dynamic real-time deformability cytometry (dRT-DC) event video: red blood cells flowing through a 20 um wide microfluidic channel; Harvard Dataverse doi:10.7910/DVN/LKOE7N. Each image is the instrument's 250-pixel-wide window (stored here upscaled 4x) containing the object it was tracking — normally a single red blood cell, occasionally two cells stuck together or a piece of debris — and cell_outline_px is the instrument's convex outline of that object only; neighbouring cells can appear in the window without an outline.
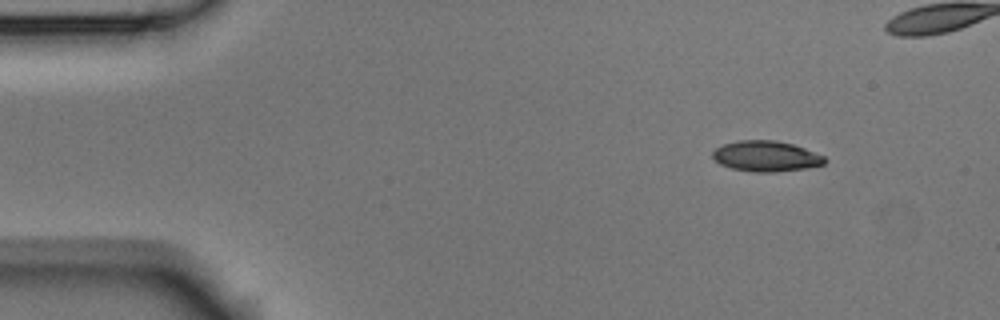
{"species": "Egyptian fruit bat (a non-hibernating species)", "species_latin": "Rousettus aegyptiacus", "temperature_condition": "room temperature", "stored_images_in_passage": 7, "camera_frame_rate_fps": 3000, "um_per_image_px": 0.085, "animal": {"sex": "male"}, "frame": {"image": 1, "passage_image": 1, "time_ms": 0.0, "image_size_px": [1000, 320], "cell_outline_px": [[828, 160], [824, 164], [804, 168], [776, 172], [752, 172], [732, 168], [720, 164], [712, 156], [712, 152], [716, 148], [724, 144], [740, 140], [776, 140], [792, 144], [804, 148], [824, 156]], "centroid_in_image_um": [65.12, 13.28], "position_along_channel_um": 19.9, "area_um2": 19.88}}
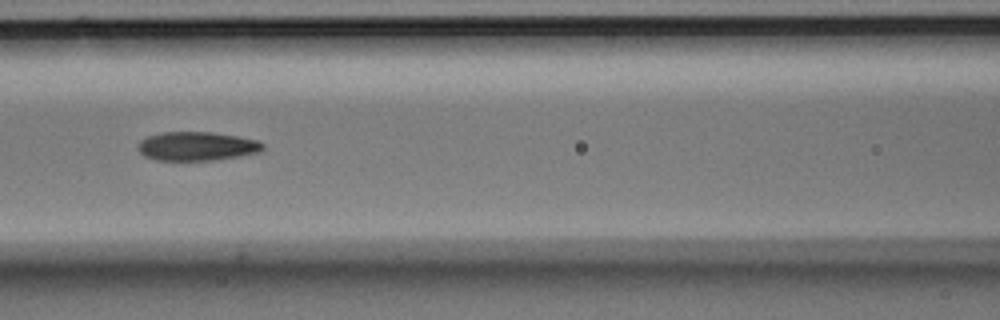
{"frame": {"image": 2, "passage_image": 5, "time_ms": 1.333, "image_size_px": [1000, 320], "cell_outline_px": [[264, 148], [256, 152], [236, 156], [212, 160], [156, 160], [144, 156], [136, 148], [136, 144], [140, 140], [148, 136], [160, 132], [212, 132], [236, 136], [256, 140], [264, 144]], "centroid_in_image_um": [16.64, 12.42], "position_along_channel_um": 150.0, "area_um2": 20.87}}
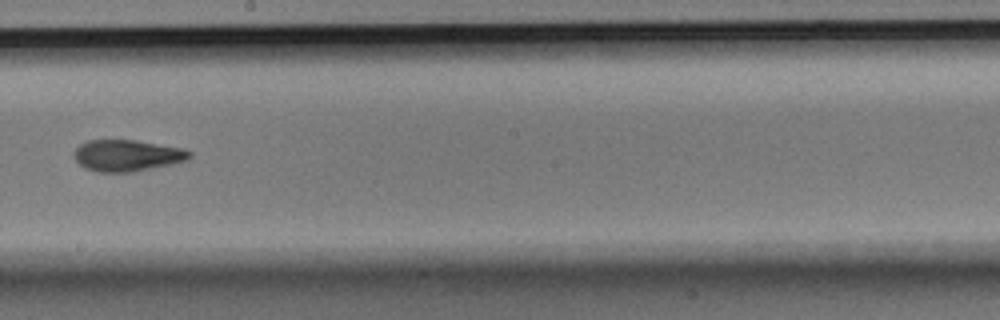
{"frame": {"image": 3, "passage_image": 7, "time_ms": 2.0, "image_size_px": [1000, 320], "cell_outline_px": [[192, 156], [188, 160], [172, 164], [132, 172], [100, 172], [84, 168], [72, 156], [76, 148], [80, 144], [88, 140], [136, 140], [184, 148], [192, 152]], "centroid_in_image_um": [10.82, 13.21], "position_along_channel_um": 237.4, "area_um2": 21.33}}